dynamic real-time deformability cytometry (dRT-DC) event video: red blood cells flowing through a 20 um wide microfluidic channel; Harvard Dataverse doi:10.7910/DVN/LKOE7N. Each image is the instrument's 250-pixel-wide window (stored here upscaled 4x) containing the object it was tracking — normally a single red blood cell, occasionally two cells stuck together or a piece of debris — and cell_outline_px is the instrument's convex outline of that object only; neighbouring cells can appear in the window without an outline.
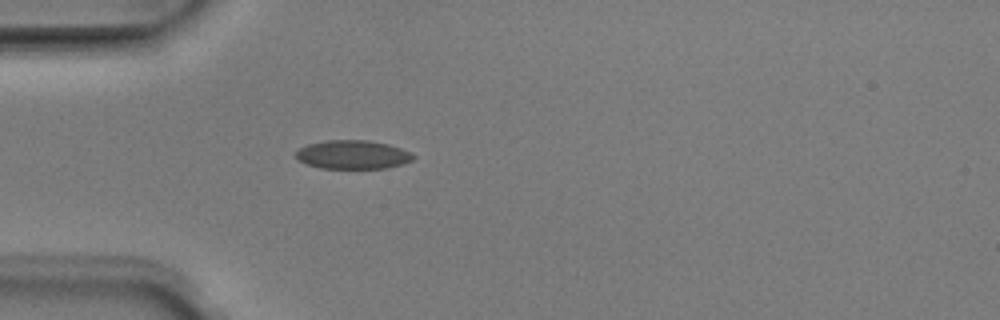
{"species": "Egyptian fruit bat (a non-hibernating species)", "species_latin": "Rousettus aegyptiacus", "temperature_condition": "room temperature", "stored_images_in_passage": 4, "camera_frame_rate_fps": 3000, "um_per_image_px": 0.085, "animal": {"sex": "male"}, "frame": {"image": 1, "passage_image": 4, "time_ms": 1.0, "image_size_px": [1000, 320], "cell_outline_px": [[416, 156], [412, 160], [400, 164], [384, 168], [320, 168], [296, 160], [296, 152], [300, 148], [308, 144], [328, 140], [368, 140], [388, 144], [412, 152]], "centroid_in_image_um": [29.98, 13.14], "position_along_channel_um": 55.0, "area_um2": 19.54}}